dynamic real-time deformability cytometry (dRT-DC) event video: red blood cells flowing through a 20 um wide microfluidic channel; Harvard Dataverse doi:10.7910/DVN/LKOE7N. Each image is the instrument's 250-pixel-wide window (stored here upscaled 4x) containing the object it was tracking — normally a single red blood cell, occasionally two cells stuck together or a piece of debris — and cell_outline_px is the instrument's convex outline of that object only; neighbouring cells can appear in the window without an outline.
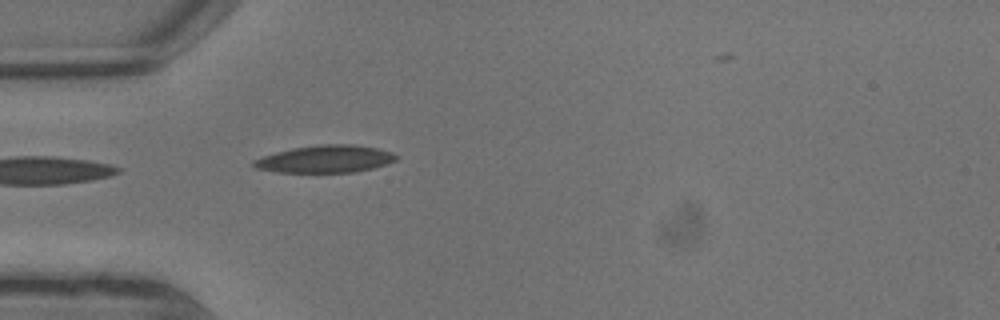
{"species": "common noctule bat (a hibernating species)", "species_latin": "Nyctalus noctula", "temperature_condition": "warm", "stored_images_in_passage": 2, "camera_frame_rate_fps": 3000, "um_per_image_px": 0.085, "animal": {"sex": "male", "body_mass_g": 13.3}, "frame": {"image": 1, "passage_image": 1, "time_ms": 0.0, "image_size_px": [1000, 320], "cell_outline_px": [[396, 160], [388, 164], [356, 172], [276, 172], [256, 168], [252, 164], [252, 160], [276, 152], [292, 148], [324, 144], [352, 144], [376, 148], [392, 152], [396, 156]], "centroid_in_image_um": [27.65, 13.52], "position_along_channel_um": 57.4, "area_um2": 22.6}}